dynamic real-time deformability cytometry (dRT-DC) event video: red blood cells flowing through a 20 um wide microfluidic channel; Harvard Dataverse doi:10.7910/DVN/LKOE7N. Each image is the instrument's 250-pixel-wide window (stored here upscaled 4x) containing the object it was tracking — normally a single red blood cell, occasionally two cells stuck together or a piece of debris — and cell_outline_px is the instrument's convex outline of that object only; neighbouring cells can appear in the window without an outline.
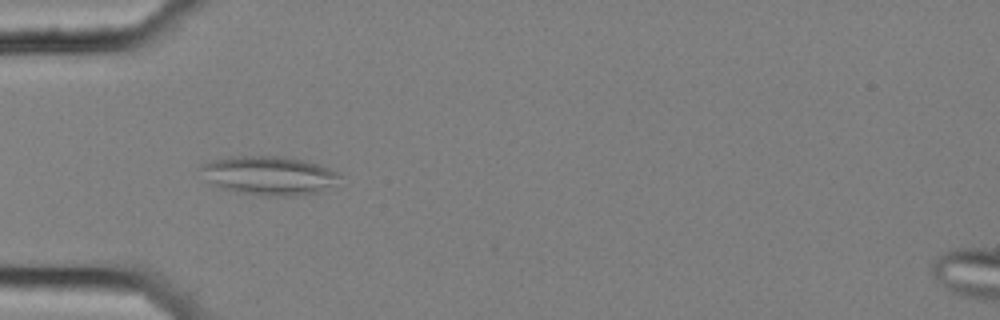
{"species": "common noctule bat (a hibernating species)", "species_latin": "Nyctalus noctula", "temperature_condition": "cold", "stored_images_in_passage": 45, "segment_of_instrument_passage": [1, 2], "camera_frame_rate_fps": 3000, "um_per_image_px": 0.085, "animal": {"sex": "female", "body_mass_g": 25.1}, "frame": {"image": 1, "passage_image": 7, "time_ms": 2.0, "image_size_px": [1000, 320], "cell_outline_px": [[340, 176], [332, 184], [320, 192], [292, 196], [264, 196], [236, 192], [220, 188], [208, 180], [196, 168], [200, 164], [212, 160], [232, 156], [284, 156], [304, 160], [320, 164], [336, 172]], "centroid_in_image_um": [22.8, 14.91], "position_along_channel_um": 62.2, "area_um2": 31.56}}